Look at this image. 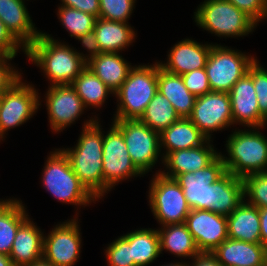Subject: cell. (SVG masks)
<instances>
[{"label":"cell","instance_id":"obj_7","mask_svg":"<svg viewBox=\"0 0 267 266\" xmlns=\"http://www.w3.org/2000/svg\"><path fill=\"white\" fill-rule=\"evenodd\" d=\"M149 183L148 205L159 225L184 223L191 208L179 183L157 172Z\"/></svg>","mask_w":267,"mask_h":266},{"label":"cell","instance_id":"obj_18","mask_svg":"<svg viewBox=\"0 0 267 266\" xmlns=\"http://www.w3.org/2000/svg\"><path fill=\"white\" fill-rule=\"evenodd\" d=\"M213 44H201L192 38H184L168 50L166 62L158 63L167 72L177 75L205 68Z\"/></svg>","mask_w":267,"mask_h":266},{"label":"cell","instance_id":"obj_24","mask_svg":"<svg viewBox=\"0 0 267 266\" xmlns=\"http://www.w3.org/2000/svg\"><path fill=\"white\" fill-rule=\"evenodd\" d=\"M159 135L161 152L164 150V153H162L163 159L170 152L195 148L203 145L208 140L189 118H180Z\"/></svg>","mask_w":267,"mask_h":266},{"label":"cell","instance_id":"obj_19","mask_svg":"<svg viewBox=\"0 0 267 266\" xmlns=\"http://www.w3.org/2000/svg\"><path fill=\"white\" fill-rule=\"evenodd\" d=\"M211 142L208 139L201 146L170 152L163 159L165 169L157 170V173L175 179L178 175L205 168L219 155Z\"/></svg>","mask_w":267,"mask_h":266},{"label":"cell","instance_id":"obj_23","mask_svg":"<svg viewBox=\"0 0 267 266\" xmlns=\"http://www.w3.org/2000/svg\"><path fill=\"white\" fill-rule=\"evenodd\" d=\"M134 29L129 23L109 21L98 17L93 31L101 53H121L135 42L137 32Z\"/></svg>","mask_w":267,"mask_h":266},{"label":"cell","instance_id":"obj_9","mask_svg":"<svg viewBox=\"0 0 267 266\" xmlns=\"http://www.w3.org/2000/svg\"><path fill=\"white\" fill-rule=\"evenodd\" d=\"M111 123L122 133L131 160L143 175L152 172L159 160L163 164L158 132L139 120H112Z\"/></svg>","mask_w":267,"mask_h":266},{"label":"cell","instance_id":"obj_12","mask_svg":"<svg viewBox=\"0 0 267 266\" xmlns=\"http://www.w3.org/2000/svg\"><path fill=\"white\" fill-rule=\"evenodd\" d=\"M78 212L44 235L43 258L54 266H74L80 258L82 236Z\"/></svg>","mask_w":267,"mask_h":266},{"label":"cell","instance_id":"obj_2","mask_svg":"<svg viewBox=\"0 0 267 266\" xmlns=\"http://www.w3.org/2000/svg\"><path fill=\"white\" fill-rule=\"evenodd\" d=\"M51 34L42 32L26 48L25 56L39 67L53 85H71L76 77L87 67V62L76 52L75 48Z\"/></svg>","mask_w":267,"mask_h":266},{"label":"cell","instance_id":"obj_44","mask_svg":"<svg viewBox=\"0 0 267 266\" xmlns=\"http://www.w3.org/2000/svg\"><path fill=\"white\" fill-rule=\"evenodd\" d=\"M60 5L80 10L96 18L99 17V0H60Z\"/></svg>","mask_w":267,"mask_h":266},{"label":"cell","instance_id":"obj_43","mask_svg":"<svg viewBox=\"0 0 267 266\" xmlns=\"http://www.w3.org/2000/svg\"><path fill=\"white\" fill-rule=\"evenodd\" d=\"M76 40H78V42L80 41V44H82V47H84V49L87 51V53L84 54L83 52H80V50L78 51L75 48L76 52L86 62H88L89 60H91L94 57H97L101 53V50H100L99 45H98V41L96 39V34L94 33V31L88 32V33L81 35V36H78L76 38Z\"/></svg>","mask_w":267,"mask_h":266},{"label":"cell","instance_id":"obj_35","mask_svg":"<svg viewBox=\"0 0 267 266\" xmlns=\"http://www.w3.org/2000/svg\"><path fill=\"white\" fill-rule=\"evenodd\" d=\"M243 183L244 200L259 209L267 208V172L247 175Z\"/></svg>","mask_w":267,"mask_h":266},{"label":"cell","instance_id":"obj_42","mask_svg":"<svg viewBox=\"0 0 267 266\" xmlns=\"http://www.w3.org/2000/svg\"><path fill=\"white\" fill-rule=\"evenodd\" d=\"M20 49L26 54V48L11 34L0 19V55L17 56Z\"/></svg>","mask_w":267,"mask_h":266},{"label":"cell","instance_id":"obj_40","mask_svg":"<svg viewBox=\"0 0 267 266\" xmlns=\"http://www.w3.org/2000/svg\"><path fill=\"white\" fill-rule=\"evenodd\" d=\"M14 58L15 56L0 55V95L22 77L23 73L11 63Z\"/></svg>","mask_w":267,"mask_h":266},{"label":"cell","instance_id":"obj_28","mask_svg":"<svg viewBox=\"0 0 267 266\" xmlns=\"http://www.w3.org/2000/svg\"><path fill=\"white\" fill-rule=\"evenodd\" d=\"M157 91L171 102L180 118L191 115L197 97L188 91L181 75L167 72L159 65Z\"/></svg>","mask_w":267,"mask_h":266},{"label":"cell","instance_id":"obj_13","mask_svg":"<svg viewBox=\"0 0 267 266\" xmlns=\"http://www.w3.org/2000/svg\"><path fill=\"white\" fill-rule=\"evenodd\" d=\"M188 118L210 140L212 133L236 126L228 92L211 91L198 96Z\"/></svg>","mask_w":267,"mask_h":266},{"label":"cell","instance_id":"obj_16","mask_svg":"<svg viewBox=\"0 0 267 266\" xmlns=\"http://www.w3.org/2000/svg\"><path fill=\"white\" fill-rule=\"evenodd\" d=\"M185 225L200 252H212L228 238L227 217L209 210H191Z\"/></svg>","mask_w":267,"mask_h":266},{"label":"cell","instance_id":"obj_14","mask_svg":"<svg viewBox=\"0 0 267 266\" xmlns=\"http://www.w3.org/2000/svg\"><path fill=\"white\" fill-rule=\"evenodd\" d=\"M226 172L225 164L219 154L205 168L175 178L191 210H208L211 207L212 183Z\"/></svg>","mask_w":267,"mask_h":266},{"label":"cell","instance_id":"obj_15","mask_svg":"<svg viewBox=\"0 0 267 266\" xmlns=\"http://www.w3.org/2000/svg\"><path fill=\"white\" fill-rule=\"evenodd\" d=\"M44 96L52 133L63 132L87 110L71 85L48 86Z\"/></svg>","mask_w":267,"mask_h":266},{"label":"cell","instance_id":"obj_37","mask_svg":"<svg viewBox=\"0 0 267 266\" xmlns=\"http://www.w3.org/2000/svg\"><path fill=\"white\" fill-rule=\"evenodd\" d=\"M104 251L108 266H135L130 243L122 235L108 244Z\"/></svg>","mask_w":267,"mask_h":266},{"label":"cell","instance_id":"obj_21","mask_svg":"<svg viewBox=\"0 0 267 266\" xmlns=\"http://www.w3.org/2000/svg\"><path fill=\"white\" fill-rule=\"evenodd\" d=\"M0 19L25 48L42 33L35 27L25 0H0Z\"/></svg>","mask_w":267,"mask_h":266},{"label":"cell","instance_id":"obj_11","mask_svg":"<svg viewBox=\"0 0 267 266\" xmlns=\"http://www.w3.org/2000/svg\"><path fill=\"white\" fill-rule=\"evenodd\" d=\"M102 149L104 195L124 180L144 176L132 162L122 133L112 123L103 131Z\"/></svg>","mask_w":267,"mask_h":266},{"label":"cell","instance_id":"obj_8","mask_svg":"<svg viewBox=\"0 0 267 266\" xmlns=\"http://www.w3.org/2000/svg\"><path fill=\"white\" fill-rule=\"evenodd\" d=\"M256 58L249 52L213 44L204 68L211 91L229 92Z\"/></svg>","mask_w":267,"mask_h":266},{"label":"cell","instance_id":"obj_48","mask_svg":"<svg viewBox=\"0 0 267 266\" xmlns=\"http://www.w3.org/2000/svg\"><path fill=\"white\" fill-rule=\"evenodd\" d=\"M28 266H54V265L46 261L44 258H42Z\"/></svg>","mask_w":267,"mask_h":266},{"label":"cell","instance_id":"obj_36","mask_svg":"<svg viewBox=\"0 0 267 266\" xmlns=\"http://www.w3.org/2000/svg\"><path fill=\"white\" fill-rule=\"evenodd\" d=\"M137 0H99V18L129 23Z\"/></svg>","mask_w":267,"mask_h":266},{"label":"cell","instance_id":"obj_25","mask_svg":"<svg viewBox=\"0 0 267 266\" xmlns=\"http://www.w3.org/2000/svg\"><path fill=\"white\" fill-rule=\"evenodd\" d=\"M227 217L228 238L261 243L259 208L245 200Z\"/></svg>","mask_w":267,"mask_h":266},{"label":"cell","instance_id":"obj_46","mask_svg":"<svg viewBox=\"0 0 267 266\" xmlns=\"http://www.w3.org/2000/svg\"><path fill=\"white\" fill-rule=\"evenodd\" d=\"M261 244L267 248V208L259 209Z\"/></svg>","mask_w":267,"mask_h":266},{"label":"cell","instance_id":"obj_31","mask_svg":"<svg viewBox=\"0 0 267 266\" xmlns=\"http://www.w3.org/2000/svg\"><path fill=\"white\" fill-rule=\"evenodd\" d=\"M122 236L130 243L135 266H148L161 255L160 237L157 229L138 228L122 234Z\"/></svg>","mask_w":267,"mask_h":266},{"label":"cell","instance_id":"obj_41","mask_svg":"<svg viewBox=\"0 0 267 266\" xmlns=\"http://www.w3.org/2000/svg\"><path fill=\"white\" fill-rule=\"evenodd\" d=\"M245 12L257 24L267 19V0H227Z\"/></svg>","mask_w":267,"mask_h":266},{"label":"cell","instance_id":"obj_30","mask_svg":"<svg viewBox=\"0 0 267 266\" xmlns=\"http://www.w3.org/2000/svg\"><path fill=\"white\" fill-rule=\"evenodd\" d=\"M157 230L161 254L165 250L181 260L182 258L190 260L200 253L185 223L161 226Z\"/></svg>","mask_w":267,"mask_h":266},{"label":"cell","instance_id":"obj_26","mask_svg":"<svg viewBox=\"0 0 267 266\" xmlns=\"http://www.w3.org/2000/svg\"><path fill=\"white\" fill-rule=\"evenodd\" d=\"M243 200V178L226 172L220 179L212 183L211 207L208 210L228 216Z\"/></svg>","mask_w":267,"mask_h":266},{"label":"cell","instance_id":"obj_47","mask_svg":"<svg viewBox=\"0 0 267 266\" xmlns=\"http://www.w3.org/2000/svg\"><path fill=\"white\" fill-rule=\"evenodd\" d=\"M0 266H13L11 258L5 254L0 253Z\"/></svg>","mask_w":267,"mask_h":266},{"label":"cell","instance_id":"obj_38","mask_svg":"<svg viewBox=\"0 0 267 266\" xmlns=\"http://www.w3.org/2000/svg\"><path fill=\"white\" fill-rule=\"evenodd\" d=\"M251 79L257 95L260 116L267 122V69L258 58L251 64Z\"/></svg>","mask_w":267,"mask_h":266},{"label":"cell","instance_id":"obj_10","mask_svg":"<svg viewBox=\"0 0 267 266\" xmlns=\"http://www.w3.org/2000/svg\"><path fill=\"white\" fill-rule=\"evenodd\" d=\"M27 83L21 77L0 95V142L5 140L10 129L22 126L34 117L42 105L39 90Z\"/></svg>","mask_w":267,"mask_h":266},{"label":"cell","instance_id":"obj_1","mask_svg":"<svg viewBox=\"0 0 267 266\" xmlns=\"http://www.w3.org/2000/svg\"><path fill=\"white\" fill-rule=\"evenodd\" d=\"M102 148L103 128L98 115L84 121L74 147L60 148L80 182L97 200L104 197Z\"/></svg>","mask_w":267,"mask_h":266},{"label":"cell","instance_id":"obj_20","mask_svg":"<svg viewBox=\"0 0 267 266\" xmlns=\"http://www.w3.org/2000/svg\"><path fill=\"white\" fill-rule=\"evenodd\" d=\"M44 233L30 217L19 226L9 255L13 266H28L43 258Z\"/></svg>","mask_w":267,"mask_h":266},{"label":"cell","instance_id":"obj_33","mask_svg":"<svg viewBox=\"0 0 267 266\" xmlns=\"http://www.w3.org/2000/svg\"><path fill=\"white\" fill-rule=\"evenodd\" d=\"M179 119L171 102L157 91L139 121L160 134Z\"/></svg>","mask_w":267,"mask_h":266},{"label":"cell","instance_id":"obj_4","mask_svg":"<svg viewBox=\"0 0 267 266\" xmlns=\"http://www.w3.org/2000/svg\"><path fill=\"white\" fill-rule=\"evenodd\" d=\"M158 61L133 66L114 93L117 109L113 120H139L158 89Z\"/></svg>","mask_w":267,"mask_h":266},{"label":"cell","instance_id":"obj_6","mask_svg":"<svg viewBox=\"0 0 267 266\" xmlns=\"http://www.w3.org/2000/svg\"><path fill=\"white\" fill-rule=\"evenodd\" d=\"M193 19L199 28L220 39L247 36L259 25L227 0H204L196 8Z\"/></svg>","mask_w":267,"mask_h":266},{"label":"cell","instance_id":"obj_49","mask_svg":"<svg viewBox=\"0 0 267 266\" xmlns=\"http://www.w3.org/2000/svg\"><path fill=\"white\" fill-rule=\"evenodd\" d=\"M161 266H189V261H188V263L185 262V261L184 262L183 261H181V262L179 261V262L175 263V261H174L173 263L171 262L169 264L167 263V264H163Z\"/></svg>","mask_w":267,"mask_h":266},{"label":"cell","instance_id":"obj_5","mask_svg":"<svg viewBox=\"0 0 267 266\" xmlns=\"http://www.w3.org/2000/svg\"><path fill=\"white\" fill-rule=\"evenodd\" d=\"M41 174L43 188L58 202L75 205L76 211L98 201L80 182L60 148L47 155Z\"/></svg>","mask_w":267,"mask_h":266},{"label":"cell","instance_id":"obj_34","mask_svg":"<svg viewBox=\"0 0 267 266\" xmlns=\"http://www.w3.org/2000/svg\"><path fill=\"white\" fill-rule=\"evenodd\" d=\"M57 7V18L71 38L76 39L78 36L93 31L97 19L95 16L71 7L61 5Z\"/></svg>","mask_w":267,"mask_h":266},{"label":"cell","instance_id":"obj_45","mask_svg":"<svg viewBox=\"0 0 267 266\" xmlns=\"http://www.w3.org/2000/svg\"><path fill=\"white\" fill-rule=\"evenodd\" d=\"M191 261L189 266H222L211 252H200Z\"/></svg>","mask_w":267,"mask_h":266},{"label":"cell","instance_id":"obj_22","mask_svg":"<svg viewBox=\"0 0 267 266\" xmlns=\"http://www.w3.org/2000/svg\"><path fill=\"white\" fill-rule=\"evenodd\" d=\"M266 252L261 243L227 238L211 253L222 266H266Z\"/></svg>","mask_w":267,"mask_h":266},{"label":"cell","instance_id":"obj_3","mask_svg":"<svg viewBox=\"0 0 267 266\" xmlns=\"http://www.w3.org/2000/svg\"><path fill=\"white\" fill-rule=\"evenodd\" d=\"M262 127L236 129L228 135L226 156L219 152L227 172L236 177L267 172V137Z\"/></svg>","mask_w":267,"mask_h":266},{"label":"cell","instance_id":"obj_27","mask_svg":"<svg viewBox=\"0 0 267 266\" xmlns=\"http://www.w3.org/2000/svg\"><path fill=\"white\" fill-rule=\"evenodd\" d=\"M133 66L120 53H100L87 62V67L114 93Z\"/></svg>","mask_w":267,"mask_h":266},{"label":"cell","instance_id":"obj_39","mask_svg":"<svg viewBox=\"0 0 267 266\" xmlns=\"http://www.w3.org/2000/svg\"><path fill=\"white\" fill-rule=\"evenodd\" d=\"M188 91L194 96H202L211 92L208 77L204 68L196 69L181 75Z\"/></svg>","mask_w":267,"mask_h":266},{"label":"cell","instance_id":"obj_29","mask_svg":"<svg viewBox=\"0 0 267 266\" xmlns=\"http://www.w3.org/2000/svg\"><path fill=\"white\" fill-rule=\"evenodd\" d=\"M22 200H0V253L10 255L19 226L29 217Z\"/></svg>","mask_w":267,"mask_h":266},{"label":"cell","instance_id":"obj_32","mask_svg":"<svg viewBox=\"0 0 267 266\" xmlns=\"http://www.w3.org/2000/svg\"><path fill=\"white\" fill-rule=\"evenodd\" d=\"M71 86L76 90L86 109L97 108L99 110L114 92L107 87L88 67H86L72 82Z\"/></svg>","mask_w":267,"mask_h":266},{"label":"cell","instance_id":"obj_17","mask_svg":"<svg viewBox=\"0 0 267 266\" xmlns=\"http://www.w3.org/2000/svg\"><path fill=\"white\" fill-rule=\"evenodd\" d=\"M231 100L233 124L248 127H266L267 122L260 116L257 95L251 79V65L228 92Z\"/></svg>","mask_w":267,"mask_h":266}]
</instances>
